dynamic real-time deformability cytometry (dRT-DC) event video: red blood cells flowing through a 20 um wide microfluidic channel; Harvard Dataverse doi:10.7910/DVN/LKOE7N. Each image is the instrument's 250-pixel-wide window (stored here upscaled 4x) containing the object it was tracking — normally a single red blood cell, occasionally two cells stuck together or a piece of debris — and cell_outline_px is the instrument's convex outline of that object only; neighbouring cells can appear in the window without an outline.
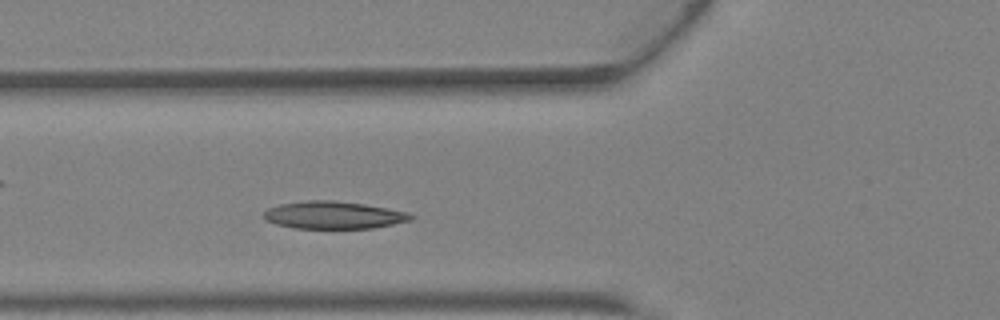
{"species": "Egyptian fruit bat (a non-hibernating species)", "species_latin": "Rousettus aegyptiacus", "temperature_condition": "warm", "stored_images_in_passage": 28, "camera_frame_rate_fps": 3000, "um_per_image_px": 0.085, "animal": {"sex": "female"}, "frame": {"image": 1, "passage_image": 4, "time_ms": 1.0, "image_size_px": [1000, 320], "cell_outline_px": [[416, 216], [412, 220], [372, 228], [292, 228], [276, 224], [264, 220], [264, 212], [268, 208], [280, 204], [304, 200], [332, 200], [364, 204], [388, 208], [408, 212]], "centroid_in_image_um": [28.35, 18.28], "position_along_channel_um": 97.5, "area_um2": 23.64}}
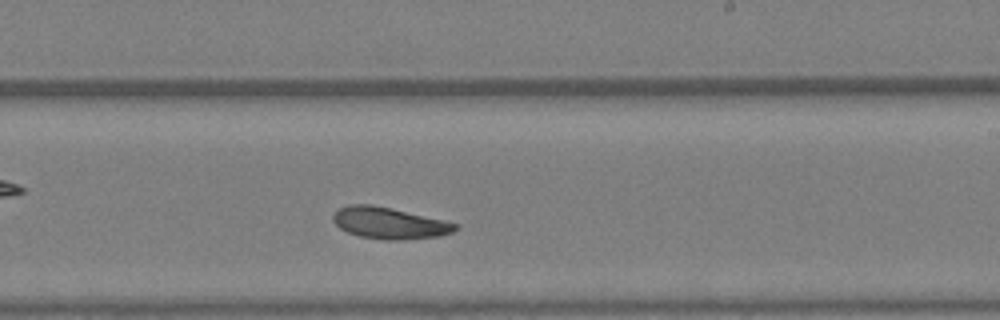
{"frame": {"image": 2, "passage_image": 14, "time_ms": 4.333, "image_size_px": [1000, 320], "cell_outline_px": [[460, 228], [452, 232], [440, 236], [400, 240], [388, 240], [360, 236], [348, 232], [340, 228], [332, 220], [332, 216], [340, 208], [348, 204], [372, 204], [392, 208], [444, 220], [460, 224]], "centroid_in_image_um": [33.12, 18.95], "position_along_channel_um": 255.9, "area_um2": 22.48}}
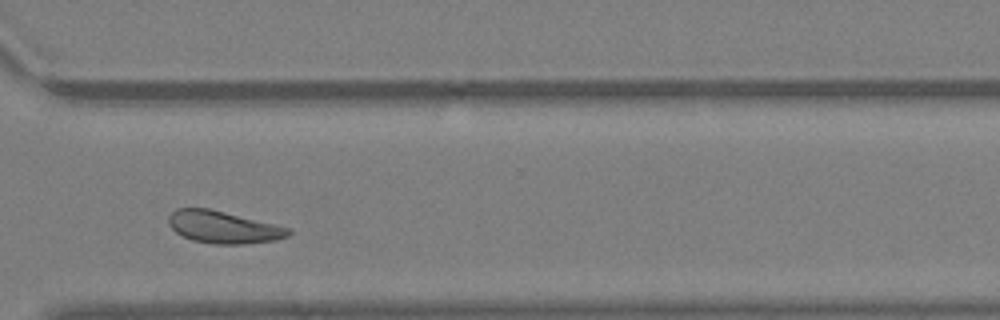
{"frame": {"image": 3, "passage_image": 20, "time_ms": 6.333, "image_size_px": [1000, 320], "cell_outline_px": [[292, 232], [288, 236], [276, 240], [240, 244], [212, 244], [192, 240], [176, 232], [168, 224], [168, 216], [176, 208], [208, 208], [292, 228]], "centroid_in_image_um": [18.99, 19.31], "position_along_channel_um": 351.6, "area_um2": 22.48}, "authors_computed_cell_mechanics": {"area_um2": 22.7154, "velocity_mm_per_s": 4.7658, "shape_relaxation_time_tau1_ms": 4.0008, "shape_relaxation_time_tau2_ms": null, "deformation_change_tau1": 0.122, "deformation_change_tau2": null}}